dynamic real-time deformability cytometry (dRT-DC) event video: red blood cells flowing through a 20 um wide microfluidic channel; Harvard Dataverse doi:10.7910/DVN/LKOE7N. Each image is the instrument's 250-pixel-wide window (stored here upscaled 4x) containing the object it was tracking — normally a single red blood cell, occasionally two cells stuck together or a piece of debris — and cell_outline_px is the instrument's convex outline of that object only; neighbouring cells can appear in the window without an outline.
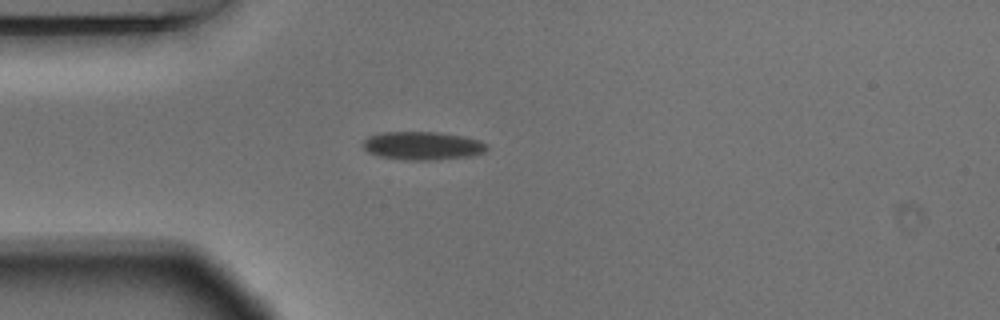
{"species": "Egyptian fruit bat (a non-hibernating species)", "species_latin": "Rousettus aegyptiacus", "temperature_condition": "warm", "stored_images_in_passage": 41, "camera_frame_rate_fps": 3000, "um_per_image_px": 0.085, "animal": {"sex": "male"}, "frame": {"image": 1, "passage_image": 1, "time_ms": 0.0, "image_size_px": [1000, 320], "cell_outline_px": [[488, 148], [484, 152], [472, 156], [432, 160], [404, 160], [380, 156], [368, 152], [364, 148], [364, 140], [368, 136], [380, 132], [436, 132], [464, 136], [480, 140], [488, 144]], "centroid_in_image_um": [35.95, 12.38], "position_along_channel_um": 49.1, "area_um2": 20.52}}
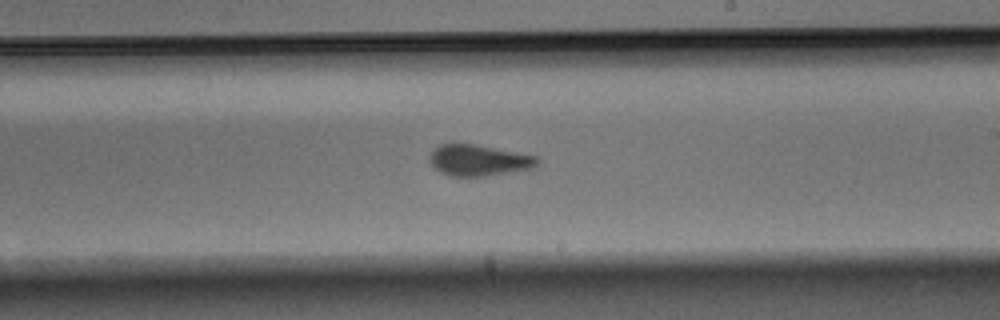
{"frame": {"image": 2, "passage_image": 18, "time_ms": 5.667, "image_size_px": [1000, 320], "cell_outline_px": [[540, 164], [532, 168], [484, 176], [448, 176], [440, 172], [428, 160], [428, 156], [440, 144], [456, 140], [540, 156]], "centroid_in_image_um": [40.69, 13.58], "position_along_channel_um": 248.3, "area_um2": 20.23}}
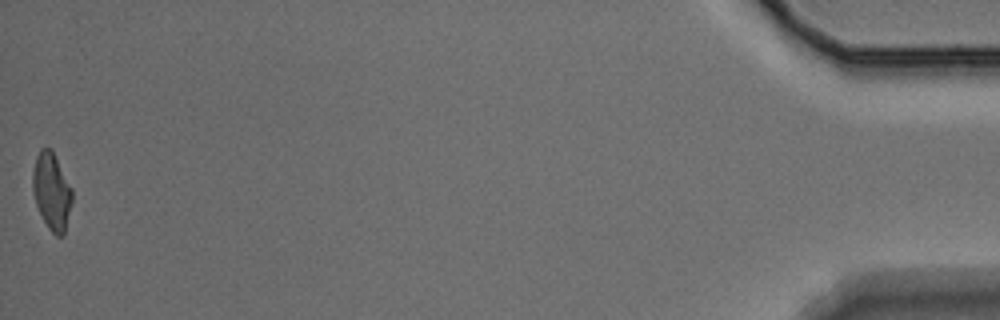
{"frame": {"image": 3, "passage_image": 41, "time_ms": 13.333, "image_size_px": [1000, 320], "cell_outline_px": [[72, 204], [64, 236], [56, 236], [48, 228], [36, 204], [32, 188], [32, 172], [36, 156], [40, 148], [52, 148], [72, 188]], "centroid_in_image_um": [4.4, 16.25], "position_along_channel_um": 430.8, "area_um2": 17.92}, "authors_computed_cell_mechanics": {"area_um2": 19.8832, "velocity_mm_per_s": 3.673, "shape_relaxation_time_tau1_ms": 6.4944, "shape_relaxation_time_tau2_ms": 1.901, "deformation_change_tau1": 0.1448, "deformation_change_tau2": 0.0482}}